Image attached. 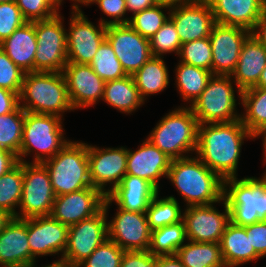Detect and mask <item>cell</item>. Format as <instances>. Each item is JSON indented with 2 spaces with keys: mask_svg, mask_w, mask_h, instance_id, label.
Returning a JSON list of instances; mask_svg holds the SVG:
<instances>
[{
  "mask_svg": "<svg viewBox=\"0 0 266 267\" xmlns=\"http://www.w3.org/2000/svg\"><path fill=\"white\" fill-rule=\"evenodd\" d=\"M246 114L241 121L247 130L256 138L266 129V88L252 87L241 92Z\"/></svg>",
  "mask_w": 266,
  "mask_h": 267,
  "instance_id": "cell-32",
  "label": "cell"
},
{
  "mask_svg": "<svg viewBox=\"0 0 266 267\" xmlns=\"http://www.w3.org/2000/svg\"><path fill=\"white\" fill-rule=\"evenodd\" d=\"M74 4L67 33V60L79 64H90L99 46L106 39V25L94 26Z\"/></svg>",
  "mask_w": 266,
  "mask_h": 267,
  "instance_id": "cell-12",
  "label": "cell"
},
{
  "mask_svg": "<svg viewBox=\"0 0 266 267\" xmlns=\"http://www.w3.org/2000/svg\"><path fill=\"white\" fill-rule=\"evenodd\" d=\"M231 75H212L201 95L190 105L199 125L229 123L241 118L235 111L236 99Z\"/></svg>",
  "mask_w": 266,
  "mask_h": 267,
  "instance_id": "cell-8",
  "label": "cell"
},
{
  "mask_svg": "<svg viewBox=\"0 0 266 267\" xmlns=\"http://www.w3.org/2000/svg\"><path fill=\"white\" fill-rule=\"evenodd\" d=\"M169 8L162 5H155L133 14L129 18L128 25L131 26L144 38L150 39L169 20L161 9Z\"/></svg>",
  "mask_w": 266,
  "mask_h": 267,
  "instance_id": "cell-39",
  "label": "cell"
},
{
  "mask_svg": "<svg viewBox=\"0 0 266 267\" xmlns=\"http://www.w3.org/2000/svg\"><path fill=\"white\" fill-rule=\"evenodd\" d=\"M127 152L126 175L146 179L159 189L158 180L167 176L171 159L147 139L138 150Z\"/></svg>",
  "mask_w": 266,
  "mask_h": 267,
  "instance_id": "cell-23",
  "label": "cell"
},
{
  "mask_svg": "<svg viewBox=\"0 0 266 267\" xmlns=\"http://www.w3.org/2000/svg\"><path fill=\"white\" fill-rule=\"evenodd\" d=\"M34 265L35 264L33 263L29 267H34ZM45 267H72V266L70 265V263L67 260L60 258L58 261H54L53 264H50V265L45 266Z\"/></svg>",
  "mask_w": 266,
  "mask_h": 267,
  "instance_id": "cell-56",
  "label": "cell"
},
{
  "mask_svg": "<svg viewBox=\"0 0 266 267\" xmlns=\"http://www.w3.org/2000/svg\"><path fill=\"white\" fill-rule=\"evenodd\" d=\"M89 178L92 186L106 196L114 190L126 175L127 148H98L87 144ZM113 187L104 189L107 183Z\"/></svg>",
  "mask_w": 266,
  "mask_h": 267,
  "instance_id": "cell-14",
  "label": "cell"
},
{
  "mask_svg": "<svg viewBox=\"0 0 266 267\" xmlns=\"http://www.w3.org/2000/svg\"><path fill=\"white\" fill-rule=\"evenodd\" d=\"M198 126L197 157L223 180L236 177L243 140L255 138L241 119Z\"/></svg>",
  "mask_w": 266,
  "mask_h": 267,
  "instance_id": "cell-1",
  "label": "cell"
},
{
  "mask_svg": "<svg viewBox=\"0 0 266 267\" xmlns=\"http://www.w3.org/2000/svg\"><path fill=\"white\" fill-rule=\"evenodd\" d=\"M149 42L154 57H162L164 53L170 52L178 55L182 45L176 27L170 19L149 39Z\"/></svg>",
  "mask_w": 266,
  "mask_h": 267,
  "instance_id": "cell-41",
  "label": "cell"
},
{
  "mask_svg": "<svg viewBox=\"0 0 266 267\" xmlns=\"http://www.w3.org/2000/svg\"><path fill=\"white\" fill-rule=\"evenodd\" d=\"M31 250L27 219L13 217L0 233V266L29 267Z\"/></svg>",
  "mask_w": 266,
  "mask_h": 267,
  "instance_id": "cell-22",
  "label": "cell"
},
{
  "mask_svg": "<svg viewBox=\"0 0 266 267\" xmlns=\"http://www.w3.org/2000/svg\"><path fill=\"white\" fill-rule=\"evenodd\" d=\"M221 253L226 267H236L249 261L261 258L246 235L243 226L230 222L220 241Z\"/></svg>",
  "mask_w": 266,
  "mask_h": 267,
  "instance_id": "cell-28",
  "label": "cell"
},
{
  "mask_svg": "<svg viewBox=\"0 0 266 267\" xmlns=\"http://www.w3.org/2000/svg\"><path fill=\"white\" fill-rule=\"evenodd\" d=\"M251 34L238 26L216 23L209 35L212 48V74L231 75L237 66L244 41Z\"/></svg>",
  "mask_w": 266,
  "mask_h": 267,
  "instance_id": "cell-16",
  "label": "cell"
},
{
  "mask_svg": "<svg viewBox=\"0 0 266 267\" xmlns=\"http://www.w3.org/2000/svg\"><path fill=\"white\" fill-rule=\"evenodd\" d=\"M178 55L181 62L212 72V48L209 37L183 43Z\"/></svg>",
  "mask_w": 266,
  "mask_h": 267,
  "instance_id": "cell-40",
  "label": "cell"
},
{
  "mask_svg": "<svg viewBox=\"0 0 266 267\" xmlns=\"http://www.w3.org/2000/svg\"><path fill=\"white\" fill-rule=\"evenodd\" d=\"M60 14L35 21L37 49L34 72H62L67 60V32Z\"/></svg>",
  "mask_w": 266,
  "mask_h": 267,
  "instance_id": "cell-9",
  "label": "cell"
},
{
  "mask_svg": "<svg viewBox=\"0 0 266 267\" xmlns=\"http://www.w3.org/2000/svg\"><path fill=\"white\" fill-rule=\"evenodd\" d=\"M146 214L151 231L183 219L179 203L173 196L159 199L157 194L150 202Z\"/></svg>",
  "mask_w": 266,
  "mask_h": 267,
  "instance_id": "cell-36",
  "label": "cell"
},
{
  "mask_svg": "<svg viewBox=\"0 0 266 267\" xmlns=\"http://www.w3.org/2000/svg\"><path fill=\"white\" fill-rule=\"evenodd\" d=\"M186 240L183 220L151 231L149 252L154 256L176 255Z\"/></svg>",
  "mask_w": 266,
  "mask_h": 267,
  "instance_id": "cell-34",
  "label": "cell"
},
{
  "mask_svg": "<svg viewBox=\"0 0 266 267\" xmlns=\"http://www.w3.org/2000/svg\"><path fill=\"white\" fill-rule=\"evenodd\" d=\"M224 204V213H220L211 205L188 206L183 213L186 238L192 242L220 243L222 234L231 222L230 211Z\"/></svg>",
  "mask_w": 266,
  "mask_h": 267,
  "instance_id": "cell-15",
  "label": "cell"
},
{
  "mask_svg": "<svg viewBox=\"0 0 266 267\" xmlns=\"http://www.w3.org/2000/svg\"><path fill=\"white\" fill-rule=\"evenodd\" d=\"M97 3L99 8L107 15L113 18L111 21L101 20L104 25L128 24V18H122L126 14V0H87L85 5Z\"/></svg>",
  "mask_w": 266,
  "mask_h": 267,
  "instance_id": "cell-46",
  "label": "cell"
},
{
  "mask_svg": "<svg viewBox=\"0 0 266 267\" xmlns=\"http://www.w3.org/2000/svg\"><path fill=\"white\" fill-rule=\"evenodd\" d=\"M260 135H263V138H264V140H263V146H264V150H265V154H266V129L264 130V131H262L260 134H259V136Z\"/></svg>",
  "mask_w": 266,
  "mask_h": 267,
  "instance_id": "cell-58",
  "label": "cell"
},
{
  "mask_svg": "<svg viewBox=\"0 0 266 267\" xmlns=\"http://www.w3.org/2000/svg\"><path fill=\"white\" fill-rule=\"evenodd\" d=\"M158 267H185L176 255L158 256Z\"/></svg>",
  "mask_w": 266,
  "mask_h": 267,
  "instance_id": "cell-53",
  "label": "cell"
},
{
  "mask_svg": "<svg viewBox=\"0 0 266 267\" xmlns=\"http://www.w3.org/2000/svg\"><path fill=\"white\" fill-rule=\"evenodd\" d=\"M156 5H162L169 7V11L171 8L179 7L181 5H187L191 3H195L200 0H154Z\"/></svg>",
  "mask_w": 266,
  "mask_h": 267,
  "instance_id": "cell-54",
  "label": "cell"
},
{
  "mask_svg": "<svg viewBox=\"0 0 266 267\" xmlns=\"http://www.w3.org/2000/svg\"><path fill=\"white\" fill-rule=\"evenodd\" d=\"M155 5L156 3L154 0H126V10L133 12L132 14L141 12Z\"/></svg>",
  "mask_w": 266,
  "mask_h": 267,
  "instance_id": "cell-52",
  "label": "cell"
},
{
  "mask_svg": "<svg viewBox=\"0 0 266 267\" xmlns=\"http://www.w3.org/2000/svg\"><path fill=\"white\" fill-rule=\"evenodd\" d=\"M25 110L19 106L15 111L0 115V148L17 157L20 153Z\"/></svg>",
  "mask_w": 266,
  "mask_h": 267,
  "instance_id": "cell-37",
  "label": "cell"
},
{
  "mask_svg": "<svg viewBox=\"0 0 266 267\" xmlns=\"http://www.w3.org/2000/svg\"><path fill=\"white\" fill-rule=\"evenodd\" d=\"M111 203L112 200L106 196L103 209L98 214L69 227L67 245L62 258L72 267H77L108 239L106 213Z\"/></svg>",
  "mask_w": 266,
  "mask_h": 267,
  "instance_id": "cell-11",
  "label": "cell"
},
{
  "mask_svg": "<svg viewBox=\"0 0 266 267\" xmlns=\"http://www.w3.org/2000/svg\"><path fill=\"white\" fill-rule=\"evenodd\" d=\"M223 199L230 211L231 222L237 226L266 220V174L264 173L262 179L255 177L240 180L237 177L224 179Z\"/></svg>",
  "mask_w": 266,
  "mask_h": 267,
  "instance_id": "cell-4",
  "label": "cell"
},
{
  "mask_svg": "<svg viewBox=\"0 0 266 267\" xmlns=\"http://www.w3.org/2000/svg\"><path fill=\"white\" fill-rule=\"evenodd\" d=\"M106 195L92 187L55 197L50 216L70 227L103 209Z\"/></svg>",
  "mask_w": 266,
  "mask_h": 267,
  "instance_id": "cell-17",
  "label": "cell"
},
{
  "mask_svg": "<svg viewBox=\"0 0 266 267\" xmlns=\"http://www.w3.org/2000/svg\"><path fill=\"white\" fill-rule=\"evenodd\" d=\"M124 250L110 239H106L77 267H120Z\"/></svg>",
  "mask_w": 266,
  "mask_h": 267,
  "instance_id": "cell-42",
  "label": "cell"
},
{
  "mask_svg": "<svg viewBox=\"0 0 266 267\" xmlns=\"http://www.w3.org/2000/svg\"><path fill=\"white\" fill-rule=\"evenodd\" d=\"M255 252L262 258L266 256V220L243 226Z\"/></svg>",
  "mask_w": 266,
  "mask_h": 267,
  "instance_id": "cell-47",
  "label": "cell"
},
{
  "mask_svg": "<svg viewBox=\"0 0 266 267\" xmlns=\"http://www.w3.org/2000/svg\"><path fill=\"white\" fill-rule=\"evenodd\" d=\"M266 66V47L253 35L244 41L235 71L231 74L238 87V95L249 88L255 87Z\"/></svg>",
  "mask_w": 266,
  "mask_h": 267,
  "instance_id": "cell-25",
  "label": "cell"
},
{
  "mask_svg": "<svg viewBox=\"0 0 266 267\" xmlns=\"http://www.w3.org/2000/svg\"><path fill=\"white\" fill-rule=\"evenodd\" d=\"M120 267H158V256L149 251H124Z\"/></svg>",
  "mask_w": 266,
  "mask_h": 267,
  "instance_id": "cell-48",
  "label": "cell"
},
{
  "mask_svg": "<svg viewBox=\"0 0 266 267\" xmlns=\"http://www.w3.org/2000/svg\"><path fill=\"white\" fill-rule=\"evenodd\" d=\"M111 223H107L108 239L124 251H148L151 242L147 214L118 207Z\"/></svg>",
  "mask_w": 266,
  "mask_h": 267,
  "instance_id": "cell-18",
  "label": "cell"
},
{
  "mask_svg": "<svg viewBox=\"0 0 266 267\" xmlns=\"http://www.w3.org/2000/svg\"><path fill=\"white\" fill-rule=\"evenodd\" d=\"M21 101L25 104L21 105ZM19 102V106L31 113L61 117L62 112L73 110L62 72L25 73Z\"/></svg>",
  "mask_w": 266,
  "mask_h": 267,
  "instance_id": "cell-3",
  "label": "cell"
},
{
  "mask_svg": "<svg viewBox=\"0 0 266 267\" xmlns=\"http://www.w3.org/2000/svg\"><path fill=\"white\" fill-rule=\"evenodd\" d=\"M18 157L12 152L0 148V177L18 163Z\"/></svg>",
  "mask_w": 266,
  "mask_h": 267,
  "instance_id": "cell-50",
  "label": "cell"
},
{
  "mask_svg": "<svg viewBox=\"0 0 266 267\" xmlns=\"http://www.w3.org/2000/svg\"><path fill=\"white\" fill-rule=\"evenodd\" d=\"M23 188V162L0 177V209L17 218L15 207L20 204Z\"/></svg>",
  "mask_w": 266,
  "mask_h": 267,
  "instance_id": "cell-35",
  "label": "cell"
},
{
  "mask_svg": "<svg viewBox=\"0 0 266 267\" xmlns=\"http://www.w3.org/2000/svg\"><path fill=\"white\" fill-rule=\"evenodd\" d=\"M162 58L152 56L132 75L143 101L145 96L159 93L169 84L168 70Z\"/></svg>",
  "mask_w": 266,
  "mask_h": 267,
  "instance_id": "cell-30",
  "label": "cell"
},
{
  "mask_svg": "<svg viewBox=\"0 0 266 267\" xmlns=\"http://www.w3.org/2000/svg\"><path fill=\"white\" fill-rule=\"evenodd\" d=\"M159 190L146 179L125 175L121 183L107 196L119 208L132 212L146 213L152 199Z\"/></svg>",
  "mask_w": 266,
  "mask_h": 267,
  "instance_id": "cell-26",
  "label": "cell"
},
{
  "mask_svg": "<svg viewBox=\"0 0 266 267\" xmlns=\"http://www.w3.org/2000/svg\"><path fill=\"white\" fill-rule=\"evenodd\" d=\"M73 109L89 107L103 99L105 81L89 64L68 62L62 71Z\"/></svg>",
  "mask_w": 266,
  "mask_h": 267,
  "instance_id": "cell-21",
  "label": "cell"
},
{
  "mask_svg": "<svg viewBox=\"0 0 266 267\" xmlns=\"http://www.w3.org/2000/svg\"><path fill=\"white\" fill-rule=\"evenodd\" d=\"M9 1H13V0H0V3H5V2H9Z\"/></svg>",
  "mask_w": 266,
  "mask_h": 267,
  "instance_id": "cell-60",
  "label": "cell"
},
{
  "mask_svg": "<svg viewBox=\"0 0 266 267\" xmlns=\"http://www.w3.org/2000/svg\"><path fill=\"white\" fill-rule=\"evenodd\" d=\"M24 75L0 47V88L20 94Z\"/></svg>",
  "mask_w": 266,
  "mask_h": 267,
  "instance_id": "cell-44",
  "label": "cell"
},
{
  "mask_svg": "<svg viewBox=\"0 0 266 267\" xmlns=\"http://www.w3.org/2000/svg\"><path fill=\"white\" fill-rule=\"evenodd\" d=\"M176 73L177 88L184 100L194 101L201 95L209 79L212 77V72L206 69L185 64L179 61Z\"/></svg>",
  "mask_w": 266,
  "mask_h": 267,
  "instance_id": "cell-33",
  "label": "cell"
},
{
  "mask_svg": "<svg viewBox=\"0 0 266 267\" xmlns=\"http://www.w3.org/2000/svg\"><path fill=\"white\" fill-rule=\"evenodd\" d=\"M89 65L105 82L121 79L127 75L112 46L106 39L99 46Z\"/></svg>",
  "mask_w": 266,
  "mask_h": 267,
  "instance_id": "cell-38",
  "label": "cell"
},
{
  "mask_svg": "<svg viewBox=\"0 0 266 267\" xmlns=\"http://www.w3.org/2000/svg\"><path fill=\"white\" fill-rule=\"evenodd\" d=\"M169 19L174 23L182 44L209 37L216 24L207 0L171 8Z\"/></svg>",
  "mask_w": 266,
  "mask_h": 267,
  "instance_id": "cell-19",
  "label": "cell"
},
{
  "mask_svg": "<svg viewBox=\"0 0 266 267\" xmlns=\"http://www.w3.org/2000/svg\"><path fill=\"white\" fill-rule=\"evenodd\" d=\"M211 6L216 23L227 26H238L253 30L266 0H207Z\"/></svg>",
  "mask_w": 266,
  "mask_h": 267,
  "instance_id": "cell-24",
  "label": "cell"
},
{
  "mask_svg": "<svg viewBox=\"0 0 266 267\" xmlns=\"http://www.w3.org/2000/svg\"><path fill=\"white\" fill-rule=\"evenodd\" d=\"M73 1H75L76 3L79 2V3L85 4V2H86L87 0H73Z\"/></svg>",
  "mask_w": 266,
  "mask_h": 267,
  "instance_id": "cell-59",
  "label": "cell"
},
{
  "mask_svg": "<svg viewBox=\"0 0 266 267\" xmlns=\"http://www.w3.org/2000/svg\"><path fill=\"white\" fill-rule=\"evenodd\" d=\"M28 242L31 250V264L38 255H53L62 252L67 245L69 227L51 216L27 219Z\"/></svg>",
  "mask_w": 266,
  "mask_h": 267,
  "instance_id": "cell-20",
  "label": "cell"
},
{
  "mask_svg": "<svg viewBox=\"0 0 266 267\" xmlns=\"http://www.w3.org/2000/svg\"><path fill=\"white\" fill-rule=\"evenodd\" d=\"M251 35H253L263 46L266 47V5L257 24L251 31Z\"/></svg>",
  "mask_w": 266,
  "mask_h": 267,
  "instance_id": "cell-51",
  "label": "cell"
},
{
  "mask_svg": "<svg viewBox=\"0 0 266 267\" xmlns=\"http://www.w3.org/2000/svg\"><path fill=\"white\" fill-rule=\"evenodd\" d=\"M26 22L14 0L0 3V43Z\"/></svg>",
  "mask_w": 266,
  "mask_h": 267,
  "instance_id": "cell-45",
  "label": "cell"
},
{
  "mask_svg": "<svg viewBox=\"0 0 266 267\" xmlns=\"http://www.w3.org/2000/svg\"><path fill=\"white\" fill-rule=\"evenodd\" d=\"M19 107V94L0 88V115L9 114Z\"/></svg>",
  "mask_w": 266,
  "mask_h": 267,
  "instance_id": "cell-49",
  "label": "cell"
},
{
  "mask_svg": "<svg viewBox=\"0 0 266 267\" xmlns=\"http://www.w3.org/2000/svg\"><path fill=\"white\" fill-rule=\"evenodd\" d=\"M103 100L120 112L128 114L144 104L131 75L105 82Z\"/></svg>",
  "mask_w": 266,
  "mask_h": 267,
  "instance_id": "cell-29",
  "label": "cell"
},
{
  "mask_svg": "<svg viewBox=\"0 0 266 267\" xmlns=\"http://www.w3.org/2000/svg\"><path fill=\"white\" fill-rule=\"evenodd\" d=\"M1 49L25 73L34 72L37 49L35 21L26 22L0 43Z\"/></svg>",
  "mask_w": 266,
  "mask_h": 267,
  "instance_id": "cell-27",
  "label": "cell"
},
{
  "mask_svg": "<svg viewBox=\"0 0 266 267\" xmlns=\"http://www.w3.org/2000/svg\"><path fill=\"white\" fill-rule=\"evenodd\" d=\"M28 22L46 20L60 13L59 0H14ZM58 7V8H57ZM58 11V12H57Z\"/></svg>",
  "mask_w": 266,
  "mask_h": 267,
  "instance_id": "cell-43",
  "label": "cell"
},
{
  "mask_svg": "<svg viewBox=\"0 0 266 267\" xmlns=\"http://www.w3.org/2000/svg\"><path fill=\"white\" fill-rule=\"evenodd\" d=\"M55 193L47 168L42 163L23 162V188L17 218L50 216Z\"/></svg>",
  "mask_w": 266,
  "mask_h": 267,
  "instance_id": "cell-10",
  "label": "cell"
},
{
  "mask_svg": "<svg viewBox=\"0 0 266 267\" xmlns=\"http://www.w3.org/2000/svg\"><path fill=\"white\" fill-rule=\"evenodd\" d=\"M198 126L190 107H180L164 116L147 140L171 160L185 158L184 152L196 151Z\"/></svg>",
  "mask_w": 266,
  "mask_h": 267,
  "instance_id": "cell-5",
  "label": "cell"
},
{
  "mask_svg": "<svg viewBox=\"0 0 266 267\" xmlns=\"http://www.w3.org/2000/svg\"><path fill=\"white\" fill-rule=\"evenodd\" d=\"M167 178L187 206L211 205L223 199V179L198 157L171 160Z\"/></svg>",
  "mask_w": 266,
  "mask_h": 267,
  "instance_id": "cell-2",
  "label": "cell"
},
{
  "mask_svg": "<svg viewBox=\"0 0 266 267\" xmlns=\"http://www.w3.org/2000/svg\"><path fill=\"white\" fill-rule=\"evenodd\" d=\"M176 256L185 267H226L220 243L189 241L178 249Z\"/></svg>",
  "mask_w": 266,
  "mask_h": 267,
  "instance_id": "cell-31",
  "label": "cell"
},
{
  "mask_svg": "<svg viewBox=\"0 0 266 267\" xmlns=\"http://www.w3.org/2000/svg\"><path fill=\"white\" fill-rule=\"evenodd\" d=\"M255 87L266 88V66L264 67V69H263V71L259 77L258 83Z\"/></svg>",
  "mask_w": 266,
  "mask_h": 267,
  "instance_id": "cell-57",
  "label": "cell"
},
{
  "mask_svg": "<svg viewBox=\"0 0 266 267\" xmlns=\"http://www.w3.org/2000/svg\"><path fill=\"white\" fill-rule=\"evenodd\" d=\"M14 216L9 212L0 209V233L7 226V224L12 220Z\"/></svg>",
  "mask_w": 266,
  "mask_h": 267,
  "instance_id": "cell-55",
  "label": "cell"
},
{
  "mask_svg": "<svg viewBox=\"0 0 266 267\" xmlns=\"http://www.w3.org/2000/svg\"><path fill=\"white\" fill-rule=\"evenodd\" d=\"M61 117L49 114H38L25 111L19 162L36 148L33 163H43L55 156L66 144L63 137ZM64 139V140H63Z\"/></svg>",
  "mask_w": 266,
  "mask_h": 267,
  "instance_id": "cell-7",
  "label": "cell"
},
{
  "mask_svg": "<svg viewBox=\"0 0 266 267\" xmlns=\"http://www.w3.org/2000/svg\"><path fill=\"white\" fill-rule=\"evenodd\" d=\"M42 164L47 168L55 196L92 187L86 143L70 141Z\"/></svg>",
  "mask_w": 266,
  "mask_h": 267,
  "instance_id": "cell-6",
  "label": "cell"
},
{
  "mask_svg": "<svg viewBox=\"0 0 266 267\" xmlns=\"http://www.w3.org/2000/svg\"><path fill=\"white\" fill-rule=\"evenodd\" d=\"M106 40L127 75L132 76L152 57L149 39L128 24L107 25Z\"/></svg>",
  "mask_w": 266,
  "mask_h": 267,
  "instance_id": "cell-13",
  "label": "cell"
}]
</instances>
